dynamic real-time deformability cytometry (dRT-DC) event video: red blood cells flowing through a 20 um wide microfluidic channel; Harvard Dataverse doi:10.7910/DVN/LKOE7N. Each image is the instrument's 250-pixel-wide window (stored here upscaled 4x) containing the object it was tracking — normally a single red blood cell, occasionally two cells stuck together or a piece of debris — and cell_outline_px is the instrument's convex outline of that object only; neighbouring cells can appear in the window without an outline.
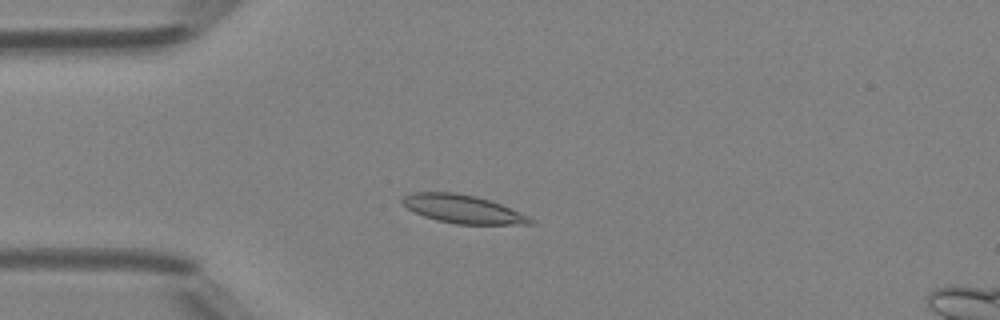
{"species": "Egyptian fruit bat (a non-hibernating species)", "species_latin": "Rousettus aegyptiacus", "temperature_condition": "room temperature", "stored_images_in_passage": 46, "camera_frame_rate_fps": 3000, "um_per_image_px": 0.085, "animal": {"sex": "female"}, "frame": {"image": 1, "passage_image": 10, "time_ms": 3.0, "image_size_px": [1000, 320], "cell_outline_px": [[536, 224], [456, 224], [436, 220], [424, 216], [408, 208], [400, 200], [404, 196], [412, 192], [452, 192], [476, 196], [500, 204], [528, 216], [536, 220]], "centroid_in_image_um": [39.35, 17.77], "position_along_channel_um": 45.7, "area_um2": 20.92}}
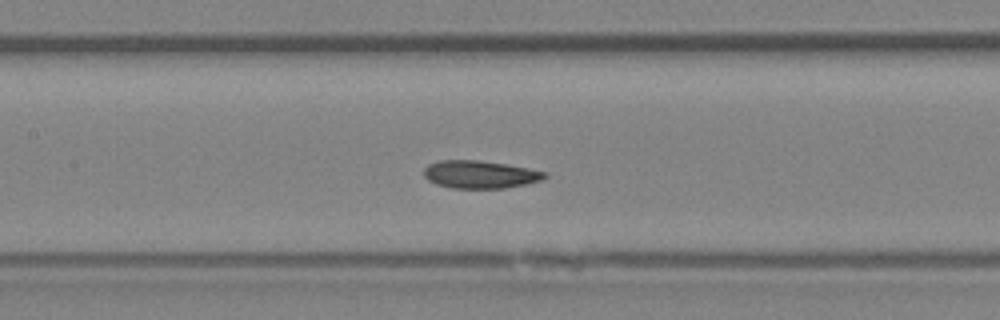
{"frame": {"image": 2, "passage_image": 20, "time_ms": 6.333, "image_size_px": [1000, 320], "cell_outline_px": [[548, 176], [540, 180], [524, 184], [504, 188], [452, 188], [436, 184], [428, 180], [424, 176], [424, 168], [428, 164], [440, 160], [476, 160], [504, 164], [528, 168], [548, 172]], "centroid_in_image_um": [40.78, 14.82], "position_along_channel_um": 166.6, "area_um2": 19.42}}
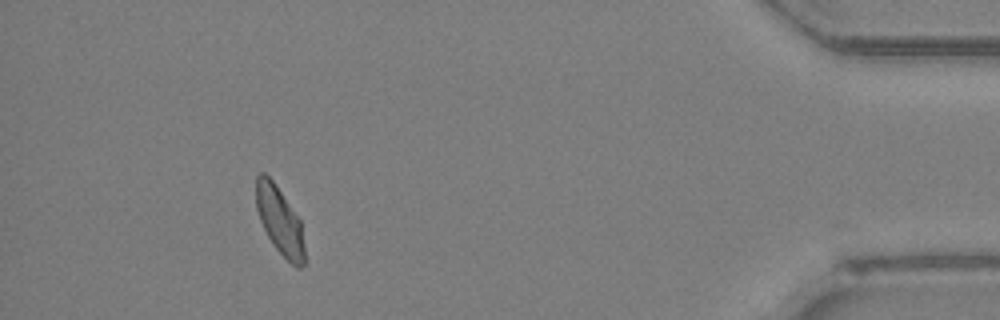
{"frame": {"image": 3, "passage_image": 42, "time_ms": 13.667, "image_size_px": [1000, 320], "cell_outline_px": [[304, 264], [300, 268], [296, 268], [272, 244], [260, 220], [256, 208], [256, 176], [260, 172], [264, 172], [272, 180], [300, 220], [304, 248]], "centroid_in_image_um": [23.76, 18.75], "position_along_channel_um": 411.4, "area_um2": 18.73}, "authors_computed_cell_mechanics": {"area_um2": 19.8832, "velocity_mm_per_s": 4.1732, "shape_relaxation_time_tau1_ms": 3.707, "shape_relaxation_time_tau2_ms": 2.3151, "deformation_change_tau1": 0.0921, "deformation_change_tau2": 0.0618}}